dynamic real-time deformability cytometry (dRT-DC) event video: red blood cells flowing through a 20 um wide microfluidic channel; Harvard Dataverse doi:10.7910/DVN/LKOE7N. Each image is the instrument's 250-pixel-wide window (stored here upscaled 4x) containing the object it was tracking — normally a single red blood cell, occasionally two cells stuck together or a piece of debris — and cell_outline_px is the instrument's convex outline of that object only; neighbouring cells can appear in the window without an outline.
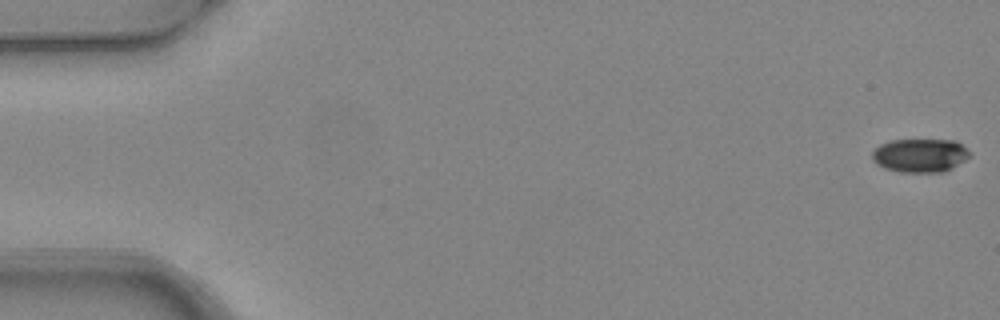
{"species": "common noctule bat (a hibernating species)", "species_latin": "Nyctalus noctula", "temperature_condition": "warm", "stored_images_in_passage": 6, "camera_frame_rate_fps": 3000, "um_per_image_px": 0.085, "animal": {"sex": "female", "body_mass_g": 24.6, "forearm_length_mm": 56.2}, "frame": {"image": 1, "passage_image": 1, "time_ms": 0.0, "image_size_px": [1000, 320], "cell_outline_px": [[968, 156], [964, 160], [952, 168], [944, 172], [900, 172], [884, 168], [876, 164], [872, 160], [872, 152], [880, 144], [892, 140], [956, 140], [968, 152]], "centroid_in_image_um": [78.15, 13.21], "position_along_channel_um": 6.8, "area_um2": 18.96}}
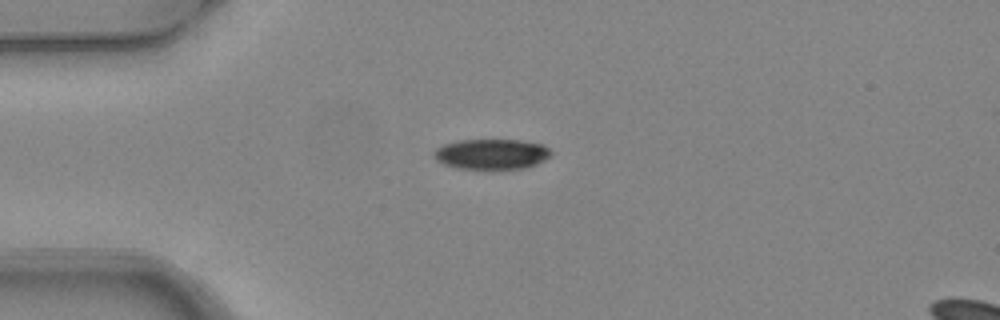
{"frame": {"image": 2, "passage_image": 4, "time_ms": 1.0, "image_size_px": [1000, 320], "cell_outline_px": [[552, 152], [544, 160], [536, 164], [524, 168], [456, 168], [444, 164], [436, 160], [432, 156], [432, 152], [436, 148], [444, 144], [456, 140], [520, 140], [544, 144]], "centroid_in_image_um": [41.74, 13.08], "position_along_channel_um": 43.3, "area_um2": 20.63}}
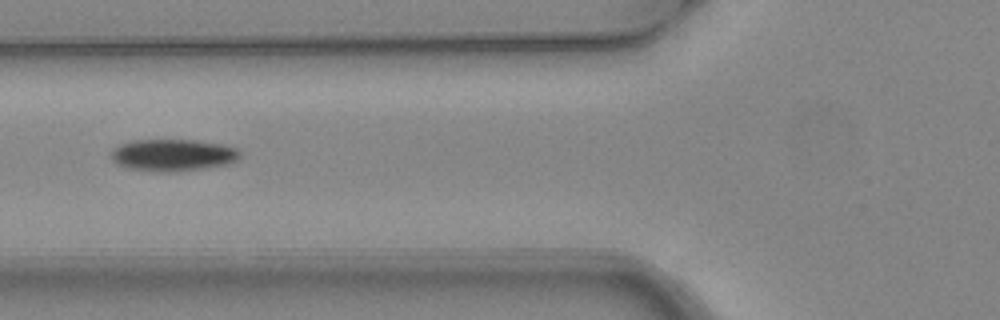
{"frame": {"image": 3, "passage_image": 6, "time_ms": 1.667, "image_size_px": [1000, 320], "cell_outline_px": [[240, 156], [236, 160], [228, 164], [204, 168], [172, 172], [156, 172], [128, 168], [116, 164], [112, 160], [112, 148], [120, 144], [132, 140], [196, 140], [224, 144], [236, 148], [240, 152]], "centroid_in_image_um": [14.68, 13.18], "position_along_channel_um": 111.1, "area_um2": 24.16}}